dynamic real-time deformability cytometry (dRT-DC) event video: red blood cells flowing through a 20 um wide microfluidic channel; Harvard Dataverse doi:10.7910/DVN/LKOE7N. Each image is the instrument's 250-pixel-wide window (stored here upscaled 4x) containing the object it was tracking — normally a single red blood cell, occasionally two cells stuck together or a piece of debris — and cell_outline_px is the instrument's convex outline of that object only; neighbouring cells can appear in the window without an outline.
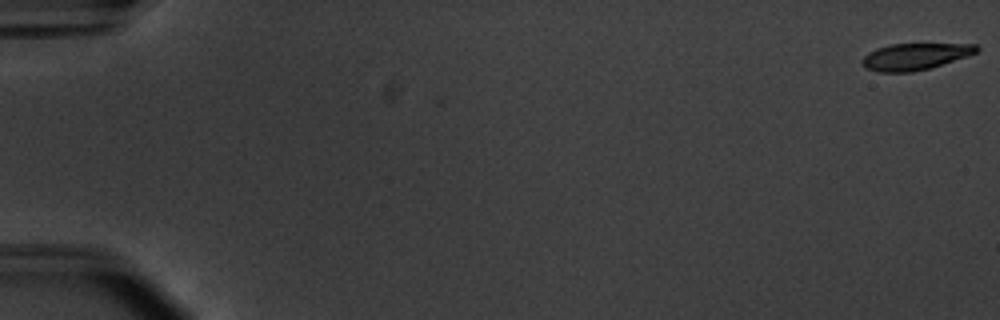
{"species": "common noctule bat (a hibernating species)", "species_latin": "Nyctalus noctula", "temperature_condition": "warm", "stored_images_in_passage": 2, "camera_frame_rate_fps": 3000, "um_per_image_px": 0.085, "animal": {"sex": "male", "body_mass_g": 20.1, "forearm_length_mm": 53.5}, "frame": {"image": 1, "passage_image": 2, "time_ms": 0.333, "image_size_px": [1000, 320], "cell_outline_px": [[980, 48], [976, 52], [968, 56], [928, 68], [912, 72], [880, 72], [864, 68], [860, 60], [868, 52], [876, 48], [892, 44], [976, 44]], "centroid_in_image_um": [77.73, 4.8], "position_along_channel_um": 7.3, "area_um2": 17.69}}